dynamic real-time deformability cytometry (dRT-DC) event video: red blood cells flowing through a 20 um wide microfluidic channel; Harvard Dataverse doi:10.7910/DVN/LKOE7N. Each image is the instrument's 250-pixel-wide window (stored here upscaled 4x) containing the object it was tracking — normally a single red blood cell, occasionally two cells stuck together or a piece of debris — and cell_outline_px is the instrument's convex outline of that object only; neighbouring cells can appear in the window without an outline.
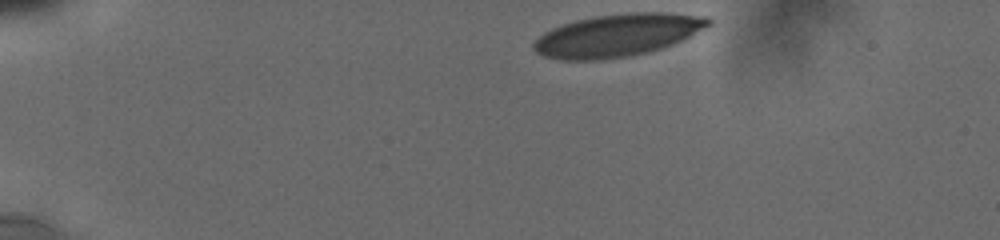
{"species": "human", "species_latin": "Homo sapiens", "temperature_condition": "cold", "stored_images_in_passage": 13, "camera_frame_rate_fps": 3000, "um_per_image_px": 0.085, "donor": {"sex": "male"}, "frame": {"image": 1, "passage_image": 1, "time_ms": 0.0, "image_size_px": [1000, 240], "cell_outline_px": [[712, 24], [672, 44], [648, 52], [628, 56], [600, 60], [560, 60], [544, 56], [536, 52], [532, 48], [532, 44], [544, 32], [552, 28], [576, 20], [596, 16], [628, 12], [664, 12], [708, 16], [712, 20]], "centroid_in_image_um": [52.48, 2.99], "position_along_channel_um": 32.5, "area_um2": 43.18}}
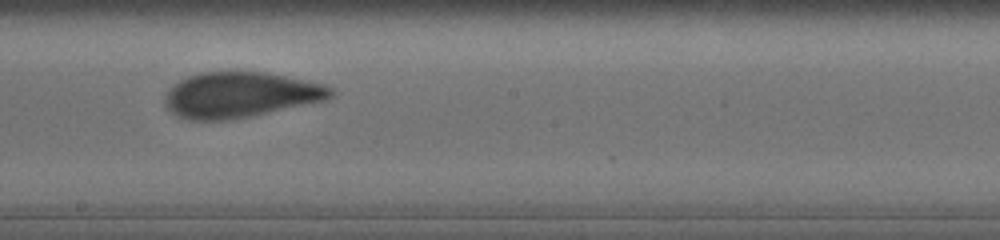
{"frame": {"image": 2, "passage_image": 9, "time_ms": 7.333, "image_size_px": [1000, 240], "cell_outline_px": [[332, 96], [324, 100], [252, 116], [228, 120], [188, 120], [176, 116], [168, 112], [164, 104], [164, 96], [168, 88], [172, 84], [188, 76], [200, 72], [264, 72], [324, 84], [332, 88]], "centroid_in_image_um": [20.33, 8.07], "position_along_channel_um": 227.9, "area_um2": 44.04}}
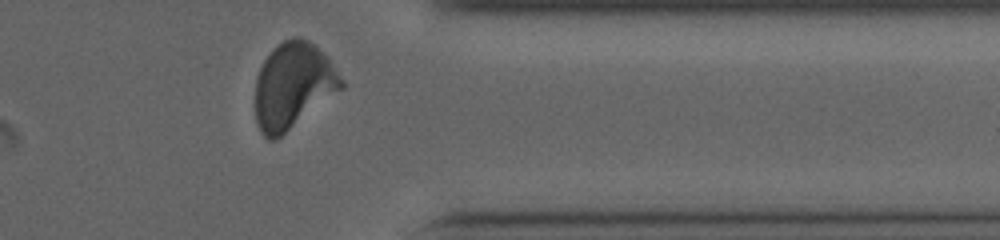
{"frame": {"image": 3, "passage_image": 13, "time_ms": 11.667, "image_size_px": [1000, 240], "cell_outline_px": [[344, 88], [280, 136], [272, 140], [268, 140], [260, 132], [256, 120], [256, 76], [264, 60], [272, 48], [276, 44], [284, 40], [296, 36], [300, 36], [308, 40], [328, 60], [344, 80]], "centroid_in_image_um": [24.89, 7.27], "position_along_channel_um": 386.5, "area_um2": 42.66}, "authors_computed_cell_mechanics": {"area_um2": 44.0436, "velocity_mm_per_s": 3.7884, "shape_relaxation_time_tau1_ms": 6.7598, "shape_relaxation_time_tau2_ms": 0.7985, "deformation_change_tau1": 0.1807, "deformation_change_tau2": 0.0597}}